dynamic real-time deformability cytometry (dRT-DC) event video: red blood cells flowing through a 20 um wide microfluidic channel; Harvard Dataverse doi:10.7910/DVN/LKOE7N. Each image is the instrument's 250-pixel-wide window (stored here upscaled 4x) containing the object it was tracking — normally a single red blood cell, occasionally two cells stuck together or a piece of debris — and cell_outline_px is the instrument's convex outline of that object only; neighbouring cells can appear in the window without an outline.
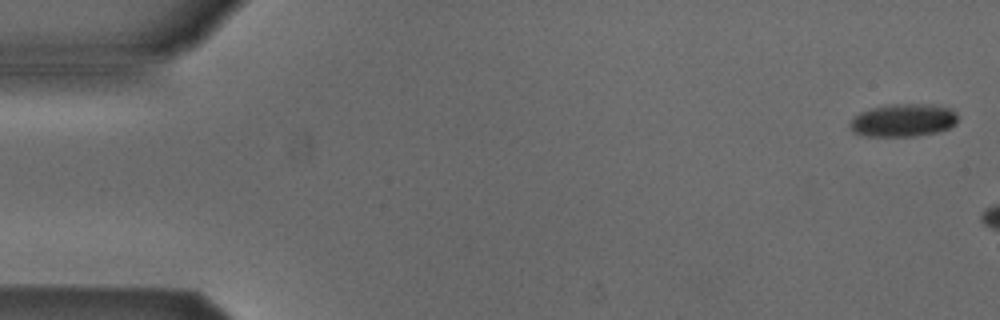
{"species": "Egyptian fruit bat (a non-hibernating species)", "species_latin": "Rousettus aegyptiacus", "temperature_condition": "cold", "stored_images_in_passage": 6, "camera_frame_rate_fps": 3000, "um_per_image_px": 0.085, "animal": {"sex": "male"}, "frame": {"image": 1, "passage_image": 1, "time_ms": 0.0, "image_size_px": [1000, 320], "cell_outline_px": [[956, 124], [940, 132], [912, 136], [868, 136], [852, 132], [848, 124], [860, 112], [872, 108], [896, 104], [928, 104], [952, 108], [956, 112]], "centroid_in_image_um": [76.79, 10.23], "position_along_channel_um": 8.2, "area_um2": 20.58}}
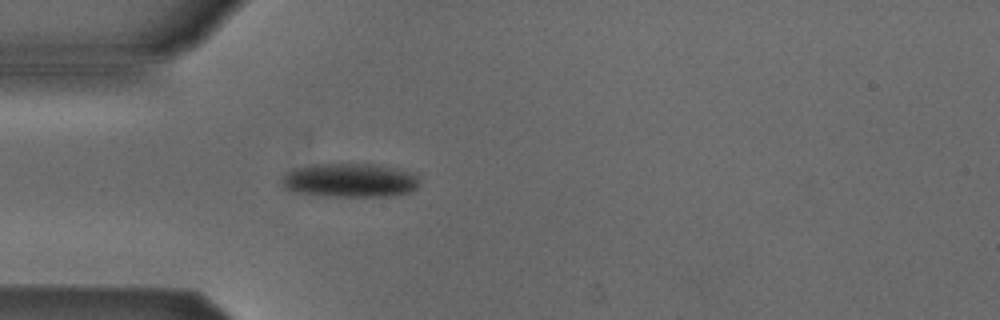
{"frame": {"image": 2, "passage_image": 6, "time_ms": 6.667, "image_size_px": [1000, 320], "cell_outline_px": [[420, 184], [412, 192], [388, 196], [320, 196], [288, 192], [280, 184], [280, 176], [292, 168], [312, 164], [376, 164], [396, 168], [412, 172], [420, 176]], "centroid_in_image_um": [29.68, 15.33], "position_along_channel_um": 55.3, "area_um2": 28.09}}